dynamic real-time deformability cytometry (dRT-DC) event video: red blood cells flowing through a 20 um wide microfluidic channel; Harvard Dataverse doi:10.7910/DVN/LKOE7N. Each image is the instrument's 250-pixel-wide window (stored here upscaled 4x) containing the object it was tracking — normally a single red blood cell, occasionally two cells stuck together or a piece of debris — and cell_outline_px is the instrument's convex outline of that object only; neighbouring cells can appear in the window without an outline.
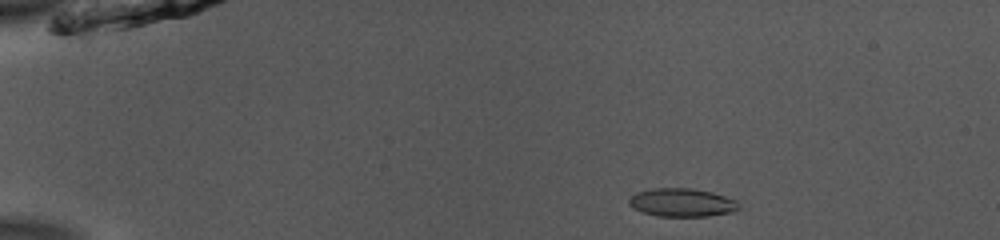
{"species": "common noctule bat (a hibernating species)", "species_latin": "Nyctalus noctula", "temperature_condition": "room temperature", "stored_images_in_passage": 44, "camera_frame_rate_fps": 3000, "um_per_image_px": 0.085, "animal": {"sex": "male", "body_mass_g": 13.0, "forearm_length_mm": 53.1}, "frame": {"image": 1, "passage_image": 1, "time_ms": 0.0, "image_size_px": [1000, 240], "cell_outline_px": [[740, 208], [732, 212], [708, 216], [656, 216], [644, 212], [628, 204], [628, 200], [636, 192], [652, 188], [692, 188], [712, 192], [736, 200]], "centroid_in_image_um": [57.97, 17.21], "position_along_channel_um": 27.0, "area_um2": 18.03}}
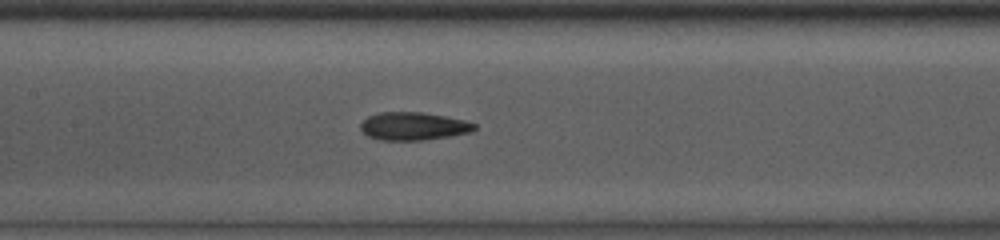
{"frame": {"image": 2, "passage_image": 18, "time_ms": 5.667, "image_size_px": [1000, 240], "cell_outline_px": [[476, 128], [468, 132], [452, 136], [424, 140], [380, 140], [368, 136], [360, 128], [360, 124], [368, 116], [380, 112], [420, 112], [444, 116], [464, 120], [476, 124]], "centroid_in_image_um": [35.12, 10.73], "position_along_channel_um": 172.3, "area_um2": 18.44}}
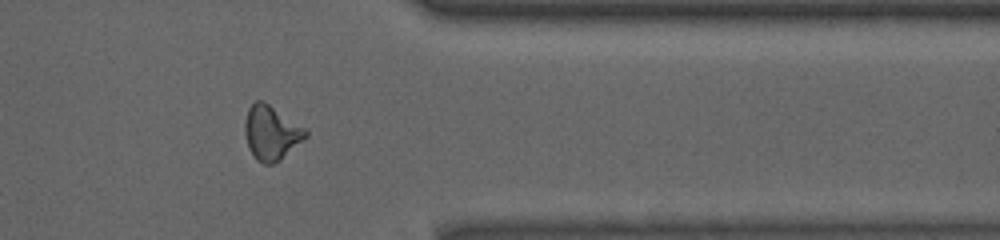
{"frame": {"image": 3, "passage_image": 35, "time_ms": 11.333, "image_size_px": [1000, 240], "cell_outline_px": [[308, 136], [280, 160], [272, 164], [264, 164], [256, 160], [248, 148], [244, 132], [244, 124], [248, 108], [256, 100], [264, 100], [304, 128], [308, 132]], "centroid_in_image_um": [23.03, 11.29], "position_along_channel_um": 388.4, "area_um2": 19.25}, "authors_computed_cell_mechanics": {"area_um2": 18.4093, "velocity_mm_per_s": 3.9273, "shape_relaxation_time_tau1_ms": null, "shape_relaxation_time_tau2_ms": 1.8655, "deformation_change_tau1": null, "deformation_change_tau2": 0.1022}}